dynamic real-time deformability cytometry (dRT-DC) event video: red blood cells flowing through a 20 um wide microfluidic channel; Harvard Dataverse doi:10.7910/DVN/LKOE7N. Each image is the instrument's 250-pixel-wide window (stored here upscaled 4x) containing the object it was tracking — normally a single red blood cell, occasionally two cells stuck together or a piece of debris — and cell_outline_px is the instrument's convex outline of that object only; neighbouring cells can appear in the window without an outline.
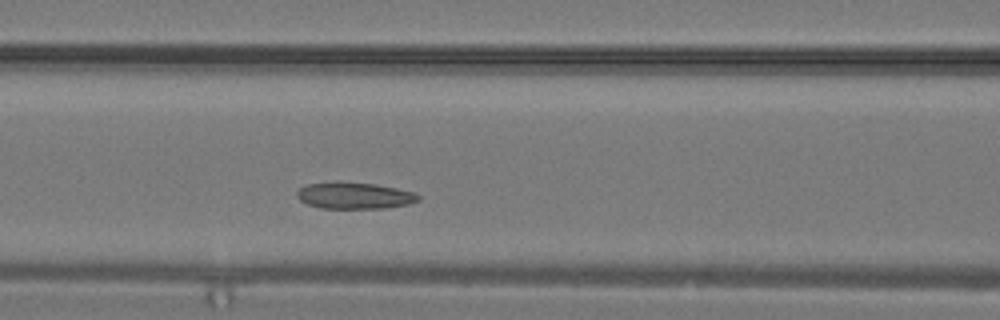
{"species": "common noctule bat (a hibernating species)", "species_latin": "Nyctalus noctula", "temperature_condition": "warm", "stored_images_in_passage": 11, "camera_frame_rate_fps": 3000, "um_per_image_px": 0.085, "animal": {"sex": "male", "body_mass_g": 19.2, "forearm_length_mm": 51.8}, "frame": {"image": 1, "passage_image": 7, "time_ms": 2.0, "image_size_px": [1000, 320], "cell_outline_px": [[420, 200], [408, 204], [384, 208], [320, 208], [308, 204], [300, 200], [296, 196], [296, 192], [300, 188], [308, 184], [336, 180], [376, 184], [396, 188], [412, 192], [420, 196]], "centroid_in_image_um": [30.09, 16.6], "position_along_channel_um": 136.5, "area_um2": 18.96}}
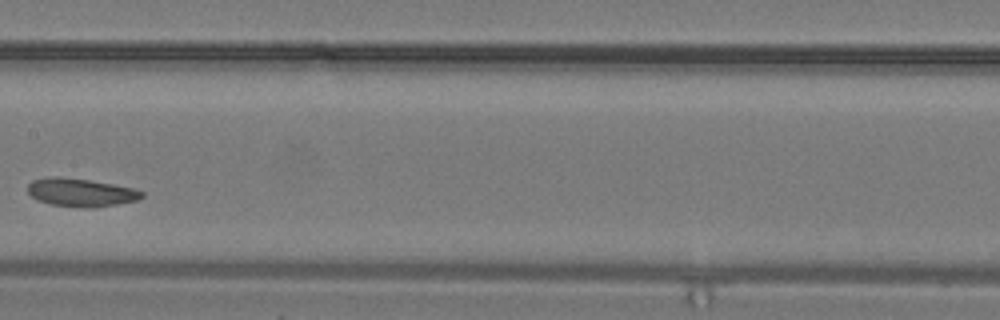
{"frame": {"image": 2, "passage_image": 10, "time_ms": 3.0, "image_size_px": [1000, 320], "cell_outline_px": [[144, 196], [136, 200], [92, 208], [80, 208], [52, 204], [36, 200], [28, 192], [28, 184], [32, 180], [48, 176], [60, 176], [88, 180], [112, 184], [132, 188], [144, 192]], "centroid_in_image_um": [6.82, 16.35], "position_along_channel_um": 200.6, "area_um2": 18.67}}